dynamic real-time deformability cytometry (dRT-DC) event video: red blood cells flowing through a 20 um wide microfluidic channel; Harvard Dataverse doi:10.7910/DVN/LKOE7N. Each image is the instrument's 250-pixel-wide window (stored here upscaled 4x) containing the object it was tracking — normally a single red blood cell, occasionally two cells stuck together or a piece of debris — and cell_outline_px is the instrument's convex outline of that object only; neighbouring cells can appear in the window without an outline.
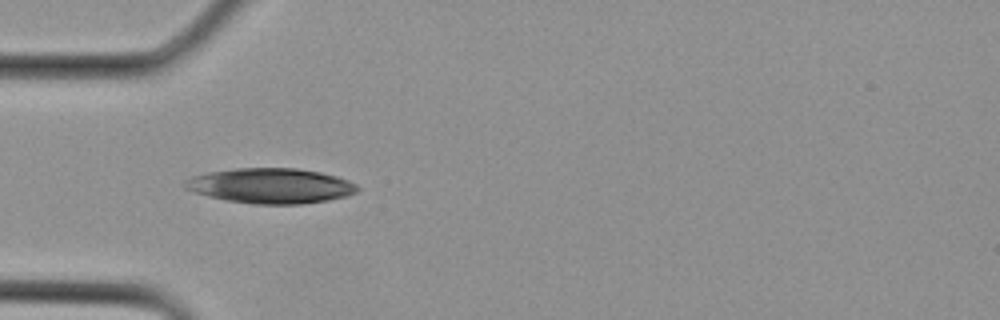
{"species": "Egyptian fruit bat (a non-hibernating species)", "species_latin": "Rousettus aegyptiacus", "temperature_condition": "cold", "stored_images_in_passage": 4, "camera_frame_rate_fps": 3000, "um_per_image_px": 0.085, "animal": {"sex": "female"}, "frame": {"image": 1, "passage_image": 1, "time_ms": 0.0, "image_size_px": [1000, 320], "cell_outline_px": [[360, 188], [356, 192], [348, 196], [328, 200], [300, 204], [256, 204], [228, 200], [208, 196], [184, 188], [180, 184], [184, 180], [192, 176], [208, 172], [236, 168], [296, 168], [320, 172], [336, 176], [348, 180], [356, 184]], "centroid_in_image_um": [23.0, 15.78], "position_along_channel_um": 62.0, "area_um2": 35.37}}
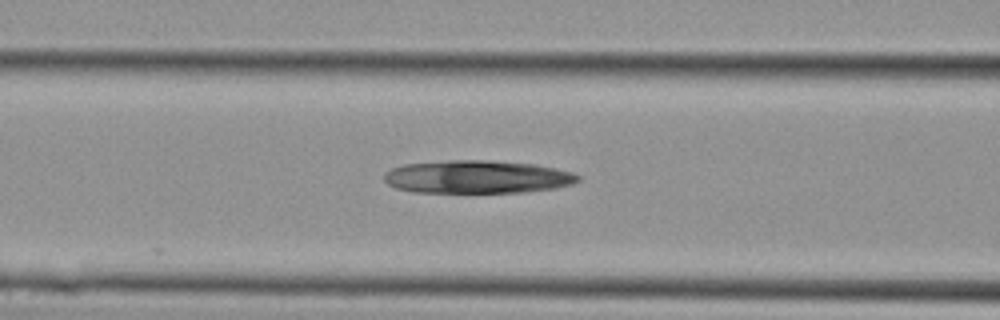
{"frame": {"image": 2, "passage_image": 4, "time_ms": 1.0, "image_size_px": [1000, 320], "cell_outline_px": [[580, 180], [572, 184], [556, 188], [524, 192], [416, 192], [396, 188], [388, 184], [384, 180], [384, 172], [392, 168], [404, 164], [448, 160], [484, 160], [536, 164], [576, 172], [580, 176]], "centroid_in_image_um": [40.59, 15.03], "position_along_channel_um": 126.0, "area_um2": 37.45}}